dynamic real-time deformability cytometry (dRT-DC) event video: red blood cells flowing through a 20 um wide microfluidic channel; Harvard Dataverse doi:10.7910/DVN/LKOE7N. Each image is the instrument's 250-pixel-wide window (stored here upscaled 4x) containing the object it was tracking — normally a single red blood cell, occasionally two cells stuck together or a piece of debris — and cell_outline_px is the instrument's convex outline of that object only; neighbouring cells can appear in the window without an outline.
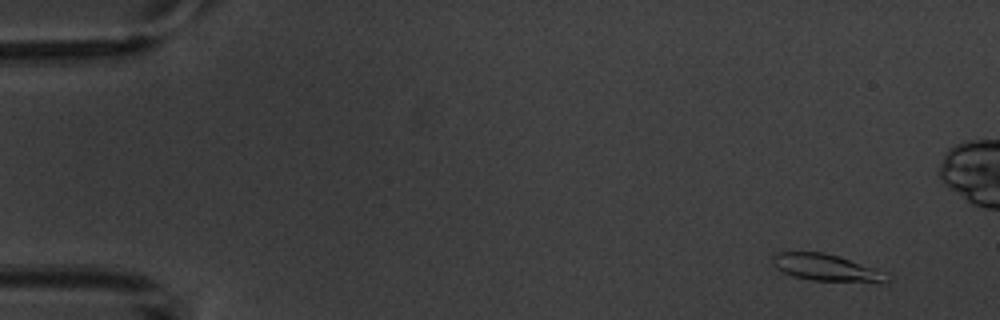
{"species": "common noctule bat (a hibernating species)", "species_latin": "Nyctalus noctula", "temperature_condition": "warm", "stored_images_in_passage": 7, "camera_frame_rate_fps": 3000, "um_per_image_px": 0.085, "animal": {"sex": "male", "body_mass_g": 20.1, "forearm_length_mm": 53.5}, "frame": {"image": 1, "passage_image": 1, "time_ms": 0.0, "image_size_px": [1000, 320], "cell_outline_px": [[888, 284], [880, 284], [812, 280], [792, 276], [776, 268], [772, 264], [772, 256], [776, 252], [824, 252], [876, 268], [884, 272], [888, 280]], "centroid_in_image_um": [70.27, 22.78], "position_along_channel_um": 14.7, "area_um2": 18.26}}
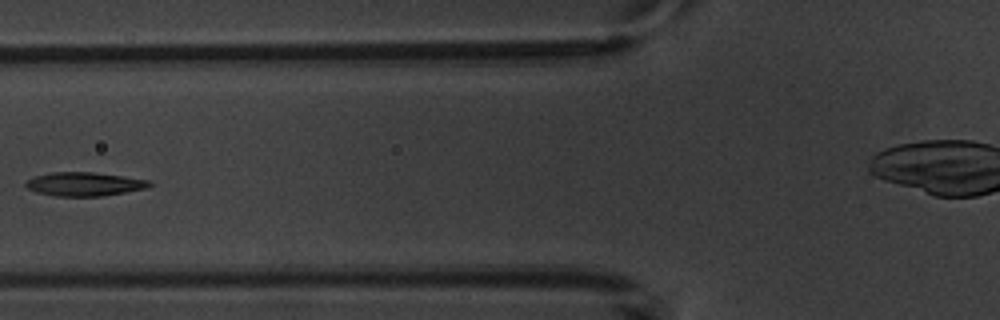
{"frame": {"image": 2, "passage_image": 6, "time_ms": 6.0, "image_size_px": [1000, 320], "cell_outline_px": [[152, 184], [144, 188], [104, 196], [52, 196], [36, 192], [28, 188], [24, 184], [28, 180], [36, 176], [52, 172], [96, 172], [152, 180]], "centroid_in_image_um": [7.18, 15.64], "position_along_channel_um": 118.6, "area_um2": 17.11}}
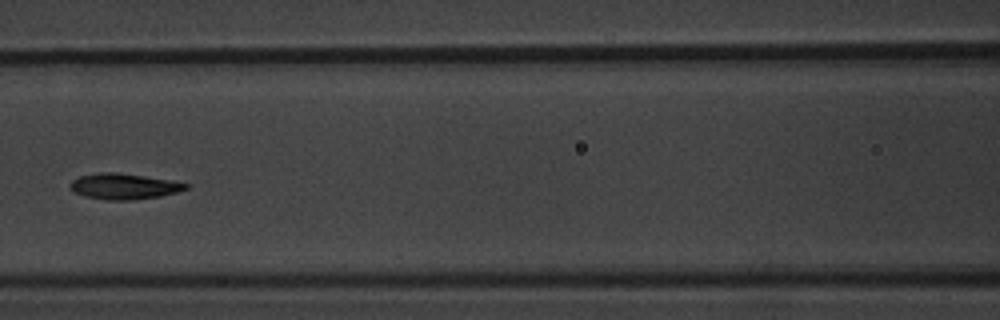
{"frame": {"image": 3, "passage_image": 7, "time_ms": 7.0, "image_size_px": [1000, 320], "cell_outline_px": [[188, 188], [176, 192], [160, 196], [132, 200], [104, 200], [84, 196], [68, 188], [68, 184], [72, 180], [80, 176], [96, 172], [116, 172], [144, 176], [168, 180], [188, 184]], "centroid_in_image_um": [10.46, 15.84], "position_along_channel_um": 156.1, "area_um2": 17.34}}